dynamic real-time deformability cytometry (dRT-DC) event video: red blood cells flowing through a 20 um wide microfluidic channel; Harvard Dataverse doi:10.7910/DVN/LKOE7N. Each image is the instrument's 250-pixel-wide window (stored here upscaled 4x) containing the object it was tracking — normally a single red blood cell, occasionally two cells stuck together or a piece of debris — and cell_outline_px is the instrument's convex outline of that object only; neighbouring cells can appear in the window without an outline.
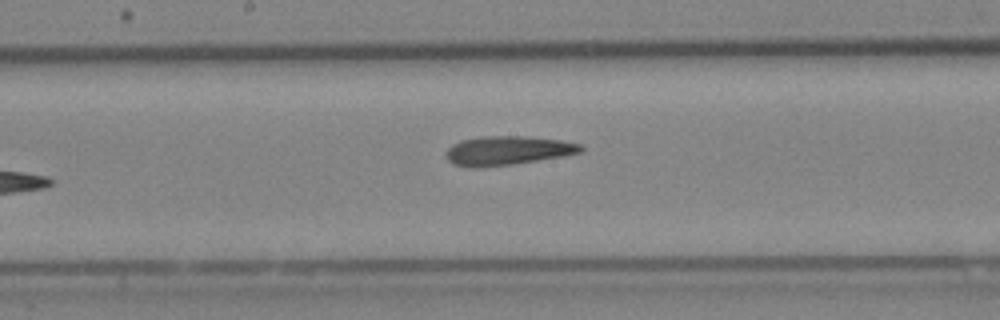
{"species": "Egyptian fruit bat (a non-hibernating species)", "species_latin": "Rousettus aegyptiacus", "temperature_condition": "cold", "stored_images_in_passage": 7, "camera_frame_rate_fps": 3000, "um_per_image_px": 0.085, "animal": {"sex": "female"}, "frame": {"image": 1, "passage_image": 7, "time_ms": 2.0, "image_size_px": [1000, 320], "cell_outline_px": [[584, 148], [580, 152], [564, 156], [512, 164], [480, 168], [472, 168], [452, 164], [444, 156], [448, 148], [452, 144], [460, 140], [484, 136], [528, 136], [560, 140], [580, 144]], "centroid_in_image_um": [43.09, 12.8], "position_along_channel_um": 205.1, "area_um2": 22.95}}